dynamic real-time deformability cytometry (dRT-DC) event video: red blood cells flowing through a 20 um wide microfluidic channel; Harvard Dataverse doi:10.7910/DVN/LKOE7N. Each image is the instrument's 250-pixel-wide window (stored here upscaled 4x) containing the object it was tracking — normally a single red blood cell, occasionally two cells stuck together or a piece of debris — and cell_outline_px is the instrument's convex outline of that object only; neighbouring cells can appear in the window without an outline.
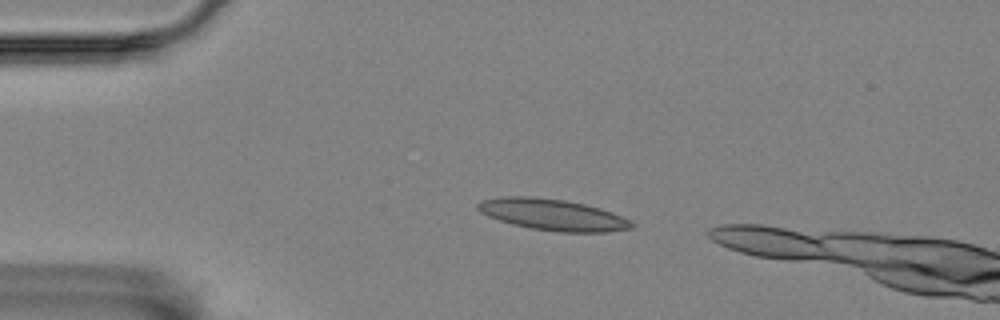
{"species": "Egyptian fruit bat (a non-hibernating species)", "species_latin": "Rousettus aegyptiacus", "temperature_condition": "room temperature", "stored_images_in_passage": 2, "camera_frame_rate_fps": 3000, "um_per_image_px": 0.085, "animal": {"sex": "female"}, "frame": {"image": 1, "passage_image": 1, "time_ms": 0.0, "image_size_px": [1000, 320], "cell_outline_px": [[636, 224], [632, 228], [608, 232], [560, 232], [532, 228], [512, 224], [488, 216], [480, 212], [476, 208], [476, 204], [480, 200], [504, 196], [528, 196], [564, 200], [584, 204], [600, 208], [612, 212]], "centroid_in_image_um": [46.95, 18.24], "position_along_channel_um": 38.0, "area_um2": 27.98}}